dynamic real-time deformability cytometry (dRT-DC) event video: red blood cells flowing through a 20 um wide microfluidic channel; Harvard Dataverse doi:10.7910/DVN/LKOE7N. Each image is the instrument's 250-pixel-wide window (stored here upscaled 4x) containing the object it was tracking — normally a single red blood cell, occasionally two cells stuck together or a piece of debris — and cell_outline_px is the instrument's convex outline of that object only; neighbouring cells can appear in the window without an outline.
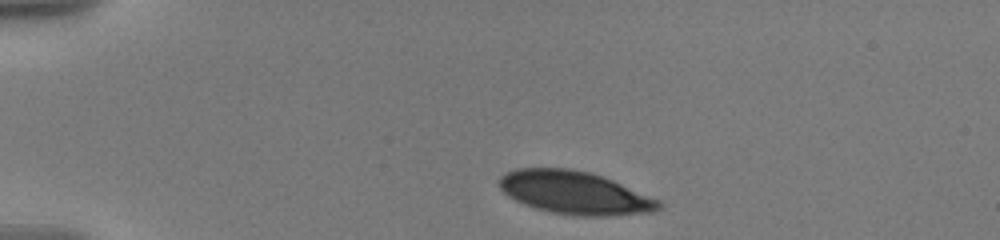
{"species": "human", "species_latin": "Homo sapiens", "temperature_condition": "warm", "stored_images_in_passage": 6, "camera_frame_rate_fps": 3000, "um_per_image_px": 0.085, "donor": {"sex": "male"}, "frame": {"image": 1, "passage_image": 1, "time_ms": 0.0, "image_size_px": [1000, 240], "cell_outline_px": [[664, 208], [652, 212], [604, 216], [572, 216], [552, 212], [536, 208], [524, 204], [508, 196], [500, 188], [500, 176], [504, 172], [516, 168], [572, 168], [588, 172], [612, 180], [660, 200], [664, 204]], "centroid_in_image_um": [48.86, 16.38], "position_along_channel_um": 36.1, "area_um2": 40.0}}
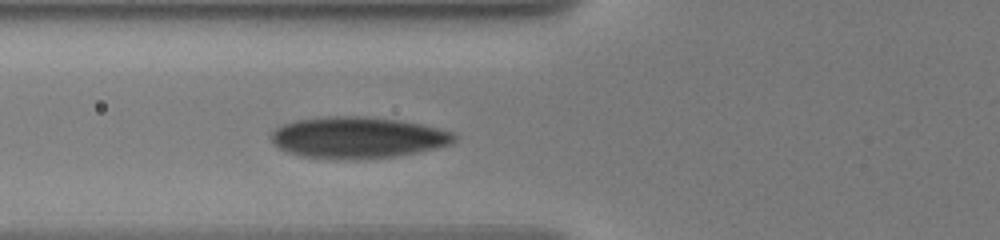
{"frame": {"image": 2, "passage_image": 6, "time_ms": 3.333, "image_size_px": [1000, 240], "cell_outline_px": [[456, 140], [452, 144], [416, 152], [396, 156], [344, 160], [300, 156], [276, 148], [272, 144], [268, 136], [280, 124], [296, 120], [328, 116], [364, 116], [400, 120], [440, 128], [456, 132]], "centroid_in_image_um": [30.36, 11.69], "position_along_channel_um": 95.4, "area_um2": 44.68}}